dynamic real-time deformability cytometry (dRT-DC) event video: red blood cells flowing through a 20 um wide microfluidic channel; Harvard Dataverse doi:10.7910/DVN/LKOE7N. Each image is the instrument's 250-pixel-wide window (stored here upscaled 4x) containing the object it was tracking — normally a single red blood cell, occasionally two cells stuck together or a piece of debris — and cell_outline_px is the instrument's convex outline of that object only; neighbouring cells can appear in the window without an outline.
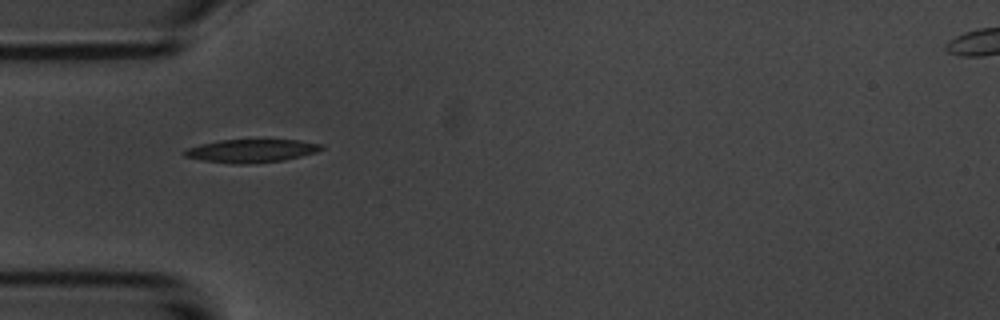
{"species": "common noctule bat (a hibernating species)", "species_latin": "Nyctalus noctula", "temperature_condition": "room temperature", "stored_images_in_passage": 2, "camera_frame_rate_fps": 3000, "um_per_image_px": 0.085, "animal": {"sex": "male", "body_mass_g": 20.1, "forearm_length_mm": 53.5}, "frame": {"image": 1, "passage_image": 1, "time_ms": 0.0, "image_size_px": [1000, 320], "cell_outline_px": [[324, 148], [316, 152], [284, 160], [248, 164], [236, 164], [200, 160], [184, 156], [180, 152], [188, 148], [200, 144], [220, 140], [300, 140], [324, 144]], "centroid_in_image_um": [21.35, 12.82], "position_along_channel_um": 63.6, "area_um2": 18.55}}